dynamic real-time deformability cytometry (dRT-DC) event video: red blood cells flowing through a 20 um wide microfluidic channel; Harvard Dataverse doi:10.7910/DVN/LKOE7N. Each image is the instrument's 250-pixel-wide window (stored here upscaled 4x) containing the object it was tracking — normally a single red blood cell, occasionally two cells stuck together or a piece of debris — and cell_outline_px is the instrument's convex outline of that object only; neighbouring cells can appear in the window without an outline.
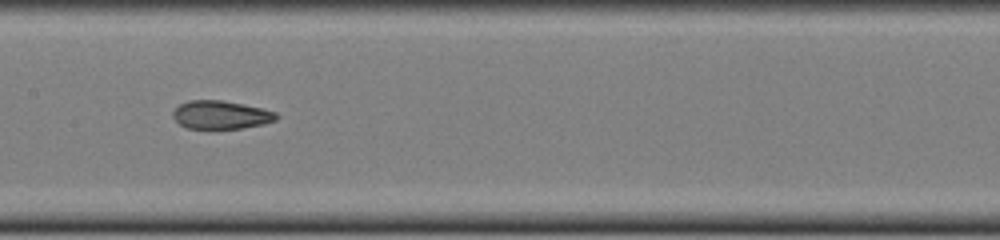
{"species": "common noctule bat (a hibernating species)", "species_latin": "Nyctalus noctula", "temperature_condition": "cold", "stored_images_in_passage": 36, "camera_frame_rate_fps": 3000, "um_per_image_px": 0.085, "animal": {"sex": "female", "body_mass_g": 22.0, "forearm_length_mm": 56.7}, "frame": {"image": 1, "passage_image": 16, "time_ms": 5.0, "image_size_px": [1000, 240], "cell_outline_px": [[280, 116], [276, 120], [264, 124], [244, 128], [188, 128], [180, 124], [172, 116], [172, 112], [180, 104], [188, 100], [220, 100], [260, 108], [276, 112]], "centroid_in_image_um": [18.78, 9.76], "position_along_channel_um": 188.6, "area_um2": 16.88}, "authors_computed_cell_mechanics": {"area_um2": 18.1781, "velocity_mm_per_s": 3.9954, "shape_relaxation_time_tau1_ms": null, "shape_relaxation_time_tau2_ms": 1.9023, "deformation_change_tau1": null, "deformation_change_tau2": 0.0737}}